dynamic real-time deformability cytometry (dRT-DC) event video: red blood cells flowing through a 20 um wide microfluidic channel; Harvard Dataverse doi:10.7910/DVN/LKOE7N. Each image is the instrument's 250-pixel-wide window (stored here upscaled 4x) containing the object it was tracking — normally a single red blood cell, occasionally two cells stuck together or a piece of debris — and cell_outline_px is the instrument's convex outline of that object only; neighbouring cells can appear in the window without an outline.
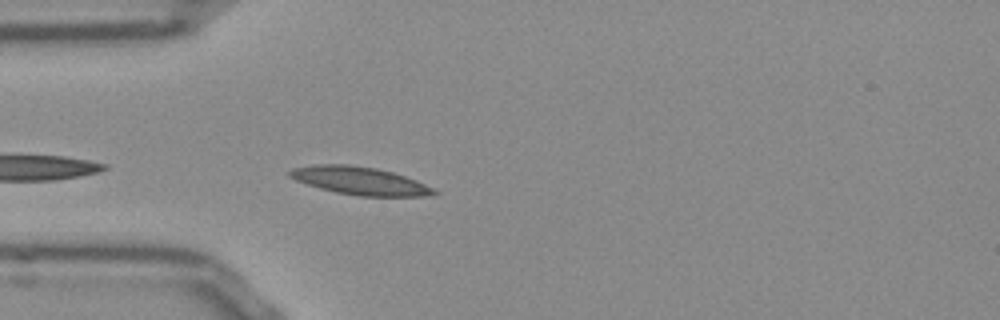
{"species": "Egyptian fruit bat (a non-hibernating species)", "species_latin": "Rousettus aegyptiacus", "temperature_condition": "room temperature", "stored_images_in_passage": 9, "camera_frame_rate_fps": 3000, "um_per_image_px": 0.085, "frame": {"image": 1, "passage_image": 2, "time_ms": 0.333, "image_size_px": [1000, 320], "cell_outline_px": [[440, 192], [424, 196], [360, 196], [336, 192], [320, 188], [296, 180], [288, 176], [288, 172], [292, 168], [312, 164], [348, 164], [376, 168], [392, 172], [416, 180]], "centroid_in_image_um": [30.55, 15.35], "position_along_channel_um": 54.5, "area_um2": 23.29}}